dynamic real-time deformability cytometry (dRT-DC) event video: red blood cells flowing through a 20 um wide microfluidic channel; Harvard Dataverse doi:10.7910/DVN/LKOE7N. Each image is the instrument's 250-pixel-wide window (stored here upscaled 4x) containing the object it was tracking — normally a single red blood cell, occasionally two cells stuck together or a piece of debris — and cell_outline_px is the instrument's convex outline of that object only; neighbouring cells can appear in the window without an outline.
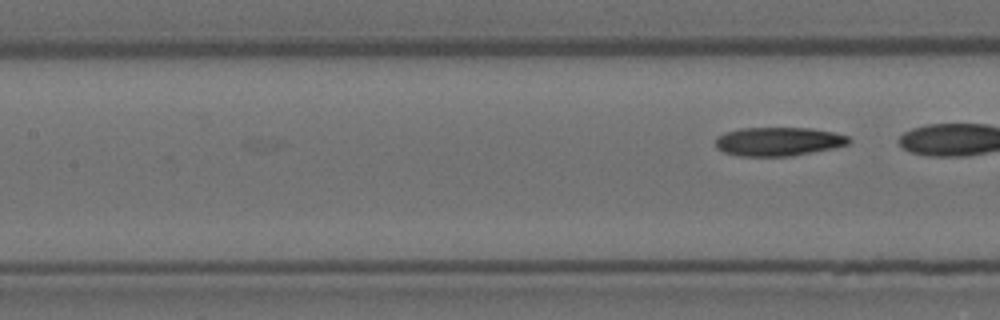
{"species": "Egyptian fruit bat (a non-hibernating species)", "species_latin": "Rousettus aegyptiacus", "temperature_condition": "room temperature", "stored_images_in_passage": 23, "camera_frame_rate_fps": 3000, "um_per_image_px": 0.085, "animal": {"sex": "female"}, "frame": {"image": 1, "passage_image": 23, "time_ms": 7.333, "image_size_px": [1000, 320], "cell_outline_px": [[852, 140], [848, 144], [832, 148], [792, 156], [736, 156], [724, 152], [716, 148], [716, 136], [724, 132], [740, 128], [812, 128], [832, 132], [848, 136]], "centroid_in_image_um": [66.13, 12.03], "position_along_channel_um": 141.3, "area_um2": 22.43}}